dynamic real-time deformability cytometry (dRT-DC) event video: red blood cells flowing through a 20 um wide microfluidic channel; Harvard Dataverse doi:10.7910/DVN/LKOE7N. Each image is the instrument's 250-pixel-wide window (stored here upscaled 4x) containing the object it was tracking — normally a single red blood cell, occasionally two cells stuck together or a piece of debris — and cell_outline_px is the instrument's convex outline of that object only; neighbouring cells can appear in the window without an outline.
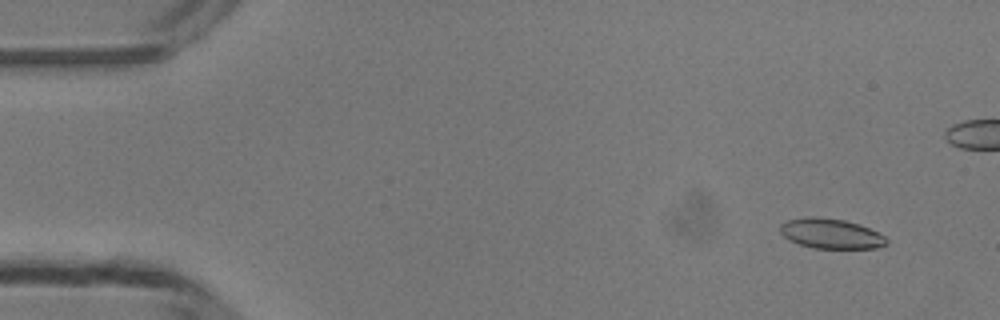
{"species": "common noctule bat (a hibernating species)", "species_latin": "Nyctalus noctula", "temperature_condition": "room temperature", "stored_images_in_passage": 50, "camera_frame_rate_fps": 3000, "um_per_image_px": 0.085, "animal": {"sex": "male", "body_mass_g": 13.3}, "frame": {"image": 1, "passage_image": 4, "time_ms": 1.0, "image_size_px": [1000, 320], "cell_outline_px": [[888, 244], [876, 248], [812, 248], [788, 240], [780, 232], [780, 224], [788, 220], [808, 216], [816, 216], [844, 220], [860, 224], [884, 236], [888, 240]], "centroid_in_image_um": [70.61, 19.85], "position_along_channel_um": 14.4, "area_um2": 18.61}}
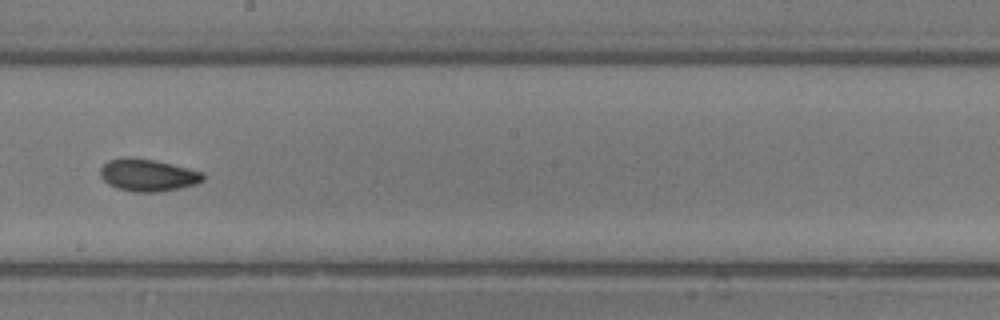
{"frame": {"image": 2, "passage_image": 28, "time_ms": 9.0, "image_size_px": [1000, 320], "cell_outline_px": [[204, 180], [196, 184], [180, 188], [160, 192], [132, 192], [116, 188], [108, 184], [100, 176], [100, 168], [108, 160], [124, 156], [128, 156], [156, 160], [204, 172]], "centroid_in_image_um": [12.55, 14.88], "position_along_channel_um": 235.6, "area_um2": 19.65}}
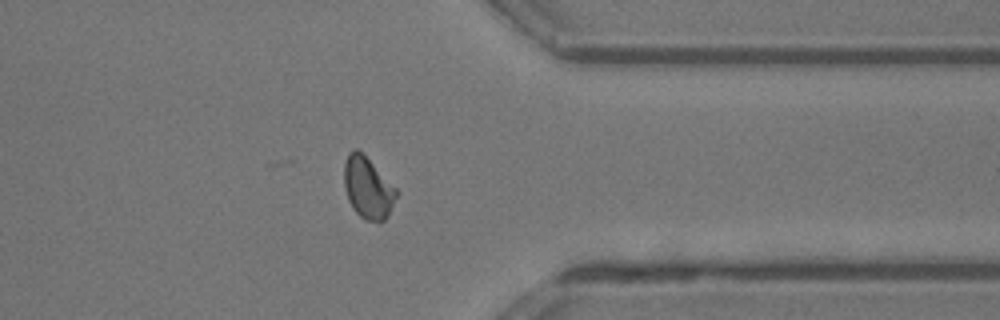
{"frame": {"image": 3, "passage_image": 39, "time_ms": 12.667, "image_size_px": [1000, 320], "cell_outline_px": [[400, 192], [388, 216], [384, 220], [364, 220], [352, 208], [348, 200], [344, 188], [344, 164], [348, 152], [352, 148], [356, 148]], "centroid_in_image_um": [31.26, 15.98], "position_along_channel_um": 380.1, "area_um2": 18.61}, "authors_computed_cell_mechanics": {"area_um2": 18.9006, "velocity_mm_per_s": 4.1893, "shape_relaxation_time_tau1_ms": 9.5888, "shape_relaxation_time_tau2_ms": 2.0322, "deformation_change_tau1": 0.2202, "deformation_change_tau2": 0.0658}}